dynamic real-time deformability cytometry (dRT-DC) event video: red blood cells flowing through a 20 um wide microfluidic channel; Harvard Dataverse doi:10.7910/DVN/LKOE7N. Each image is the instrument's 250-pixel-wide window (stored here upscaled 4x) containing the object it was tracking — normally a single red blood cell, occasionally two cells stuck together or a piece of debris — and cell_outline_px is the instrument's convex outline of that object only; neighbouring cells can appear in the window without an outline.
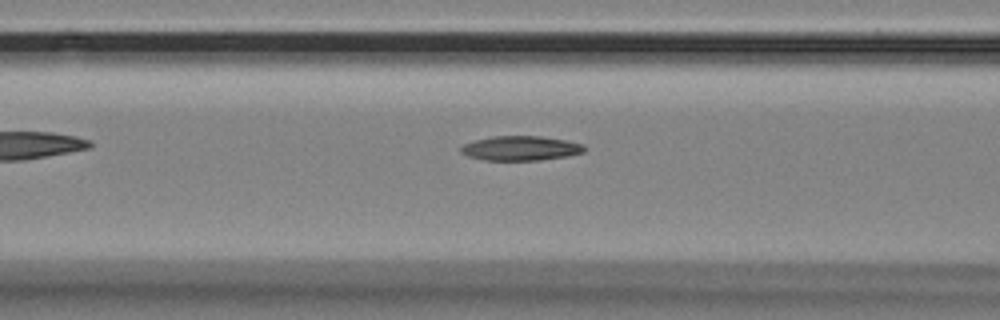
{"species": "Egyptian fruit bat (a non-hibernating species)", "species_latin": "Rousettus aegyptiacus", "temperature_condition": "room temperature", "stored_images_in_passage": 8, "camera_frame_rate_fps": 3000, "um_per_image_px": 0.085, "animal": {"sex": "female"}, "frame": {"image": 1, "passage_image": 6, "time_ms": 1.667, "image_size_px": [1000, 320], "cell_outline_px": [[584, 152], [568, 156], [540, 160], [484, 160], [468, 156], [460, 152], [460, 148], [464, 144], [476, 140], [492, 136], [540, 136], [564, 140], [584, 144]], "centroid_in_image_um": [44.25, 12.6], "position_along_channel_um": 122.4, "area_um2": 17.57}}